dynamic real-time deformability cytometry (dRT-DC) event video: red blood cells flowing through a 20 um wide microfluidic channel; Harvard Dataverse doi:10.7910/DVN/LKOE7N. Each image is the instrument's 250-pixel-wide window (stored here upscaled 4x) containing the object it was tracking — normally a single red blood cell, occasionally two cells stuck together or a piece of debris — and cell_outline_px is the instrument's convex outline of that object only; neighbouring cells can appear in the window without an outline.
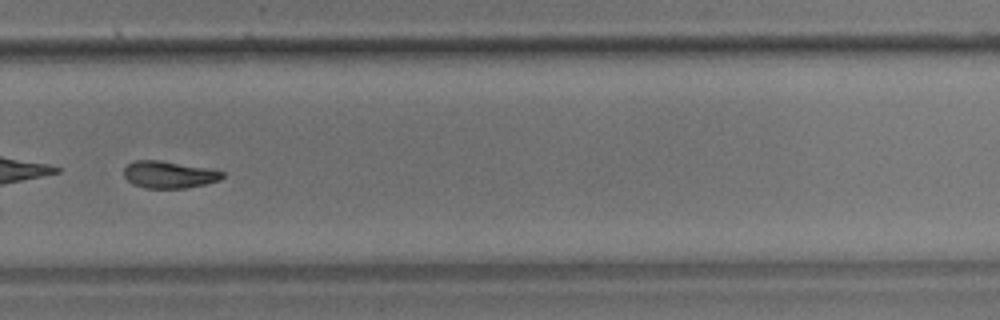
{"species": "common noctule bat (a hibernating species)", "species_latin": "Nyctalus noctula", "temperature_condition": "room temperature", "stored_images_in_passage": 34, "camera_frame_rate_fps": 3000, "um_per_image_px": 0.085, "animal": {"sex": "male", "body_mass_g": 17.9}, "frame": {"image": 1, "passage_image": 20, "time_ms": 6.333, "image_size_px": [1000, 320], "cell_outline_px": [[224, 176], [220, 180], [204, 184], [184, 188], [144, 188], [132, 184], [124, 176], [124, 168], [132, 160], [160, 160], [212, 168], [224, 172]], "centroid_in_image_um": [14.37, 14.83], "position_along_channel_um": 315.4, "area_um2": 15.72}}